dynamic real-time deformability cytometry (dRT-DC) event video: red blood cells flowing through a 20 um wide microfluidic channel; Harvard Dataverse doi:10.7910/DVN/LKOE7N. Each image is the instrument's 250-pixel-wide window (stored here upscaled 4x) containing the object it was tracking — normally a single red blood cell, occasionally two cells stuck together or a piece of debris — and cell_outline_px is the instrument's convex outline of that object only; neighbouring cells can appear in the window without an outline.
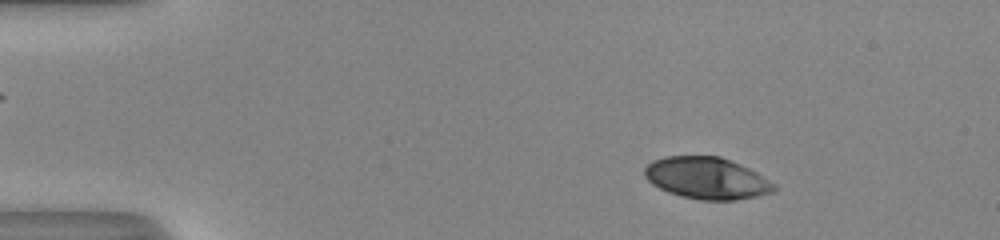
{"species": "human", "species_latin": "Homo sapiens", "temperature_condition": "room temperature", "stored_images_in_passage": 51, "camera_frame_rate_fps": 3000, "um_per_image_px": 0.085, "donor": {"sex": "male"}, "frame": {"image": 1, "passage_image": 7, "time_ms": 2.0, "image_size_px": [1000, 240], "cell_outline_px": [[776, 192], [736, 200], [700, 200], [680, 196], [668, 192], [652, 184], [644, 176], [644, 168], [652, 160], [668, 156], [720, 156], [740, 164], [756, 172], [776, 184]], "centroid_in_image_um": [60.08, 15.15], "position_along_channel_um": 24.9, "area_um2": 31.62}}
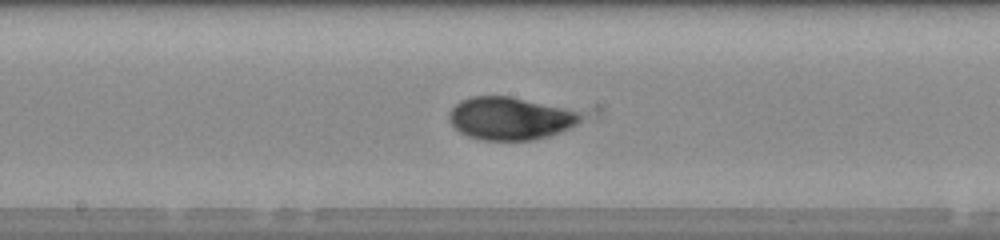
{"frame": {"image": 2, "passage_image": 27, "time_ms": 8.667, "image_size_px": [1000, 240], "cell_outline_px": [[584, 120], [572, 128], [548, 136], [532, 140], [484, 140], [468, 136], [460, 132], [448, 120], [448, 116], [452, 108], [460, 100], [472, 96], [512, 96], [584, 112]], "centroid_in_image_um": [43.43, 10.06], "position_along_channel_um": 204.8, "area_um2": 33.18}}
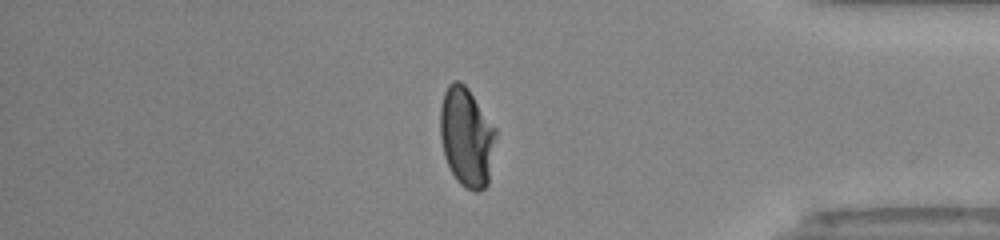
{"frame": {"image": 3, "passage_image": 43, "time_ms": 14.0, "image_size_px": [1000, 240], "cell_outline_px": [[496, 136], [488, 184], [480, 192], [472, 192], [464, 188], [456, 180], [444, 156], [440, 136], [440, 108], [444, 92], [448, 84], [452, 80], [460, 80], [468, 88], [496, 128]], "centroid_in_image_um": [39.65, 11.65], "position_along_channel_um": 395.5, "area_um2": 32.48}, "authors_computed_cell_mechanics": {"area_um2": 32.2524, "velocity_mm_per_s": 4.0643, "shape_relaxation_time_tau1_ms": 5.0389, "shape_relaxation_time_tau2_ms": 0.9674, "deformation_change_tau1": 0.1972, "deformation_change_tau2": 0.0344}}